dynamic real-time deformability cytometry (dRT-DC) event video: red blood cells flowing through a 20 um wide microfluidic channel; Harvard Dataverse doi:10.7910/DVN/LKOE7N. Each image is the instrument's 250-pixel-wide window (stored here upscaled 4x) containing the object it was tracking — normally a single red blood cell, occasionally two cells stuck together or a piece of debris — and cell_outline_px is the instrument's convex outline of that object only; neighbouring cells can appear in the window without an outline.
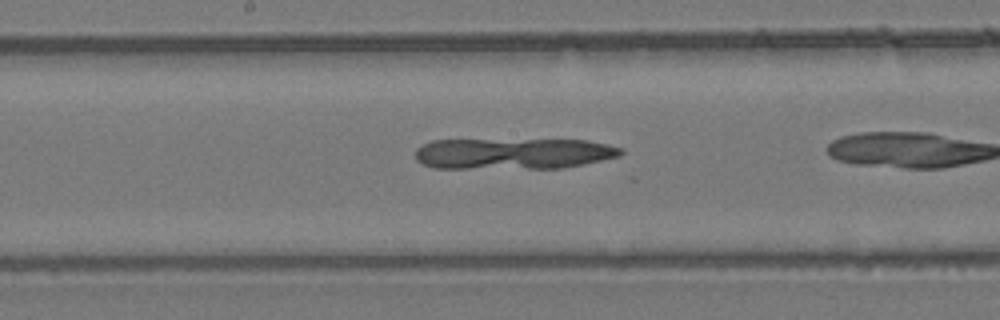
{"species": "common noctule bat (a hibernating species)", "species_latin": "Nyctalus noctula", "temperature_condition": "room temperature", "stored_images_in_passage": 32, "camera_frame_rate_fps": 3000, "um_per_image_px": 0.085, "animal": {"sex": "female", "body_mass_g": 24.6, "forearm_length_mm": 56.2}, "frame": {"image": 1, "passage_image": 19, "time_ms": 6.0, "image_size_px": [1000, 320], "cell_outline_px": [[624, 152], [620, 156], [584, 164], [564, 168], [432, 168], [416, 160], [416, 148], [432, 140], [588, 140], [608, 144], [624, 148]], "centroid_in_image_um": [43.67, 13.06], "position_along_channel_um": 204.5, "area_um2": 37.4}}